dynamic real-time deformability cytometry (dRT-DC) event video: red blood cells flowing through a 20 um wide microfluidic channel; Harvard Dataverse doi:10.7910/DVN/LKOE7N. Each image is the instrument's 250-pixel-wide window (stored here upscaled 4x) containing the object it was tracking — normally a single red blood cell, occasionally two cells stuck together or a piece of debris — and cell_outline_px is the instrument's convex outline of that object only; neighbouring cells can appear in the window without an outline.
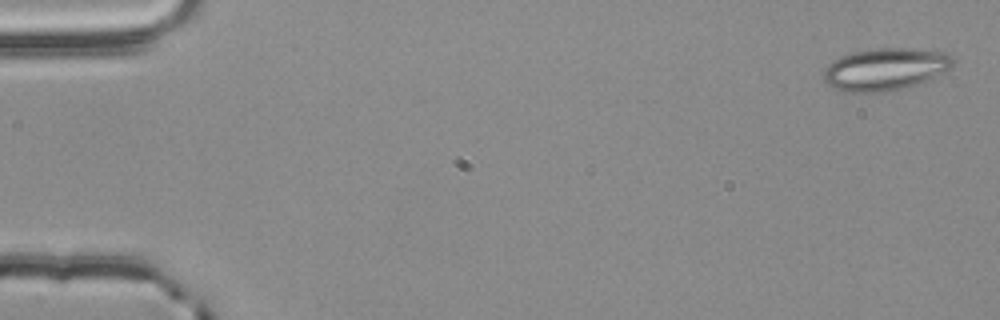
{"species": "common noctule bat (a hibernating species)", "species_latin": "Nyctalus noctula", "temperature_condition": "room temperature", "stored_images_in_passage": 54, "camera_frame_rate_fps": 3000, "um_per_image_px": 0.085, "animal": {"sex": "male", "body_mass_g": 20.4}, "frame": {"image": 1, "passage_image": 1, "time_ms": 0.0, "image_size_px": [1000, 320], "cell_outline_px": [[956, 60], [948, 68], [916, 84], [904, 88], [884, 92], [840, 92], [832, 88], [824, 80], [824, 68], [832, 60], [840, 56], [852, 52], [876, 48], [916, 48], [944, 52], [952, 56]], "centroid_in_image_um": [75.18, 5.87], "position_along_channel_um": 9.8, "area_um2": 31.85}}
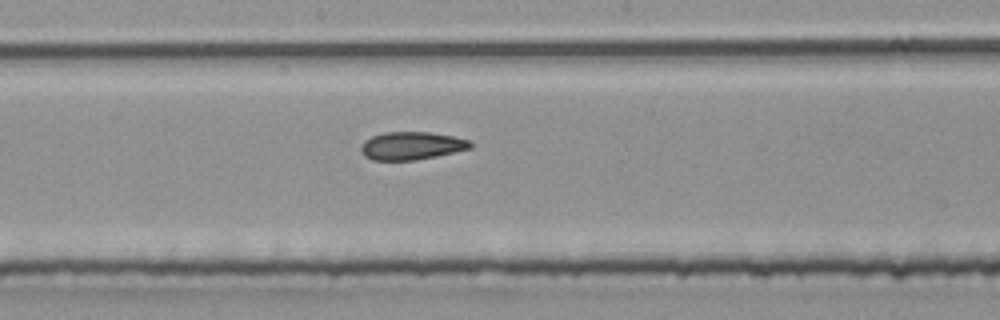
{"frame": {"image": 2, "passage_image": 29, "time_ms": 9.333, "image_size_px": [1000, 320], "cell_outline_px": [[472, 148], [436, 156], [416, 160], [372, 160], [364, 156], [360, 148], [360, 144], [364, 140], [372, 136], [384, 132], [428, 132], [452, 136], [468, 140], [472, 144]], "centroid_in_image_um": [34.94, 12.39], "position_along_channel_um": 213.3, "area_um2": 17.8}}
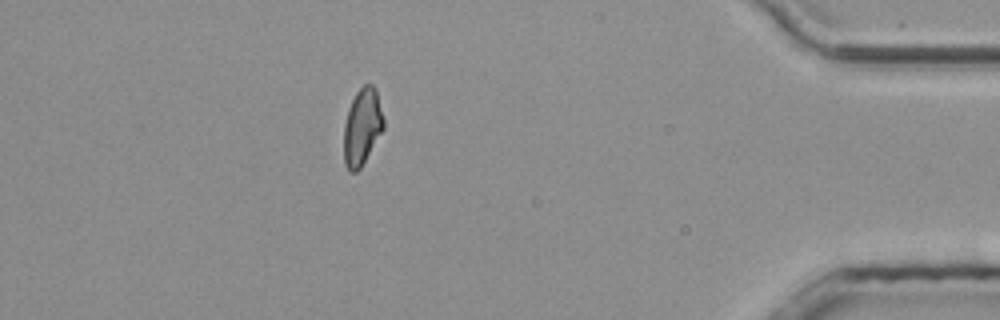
{"frame": {"image": 3, "passage_image": 48, "time_ms": 15.667, "image_size_px": [1000, 320], "cell_outline_px": [[384, 128], [360, 168], [356, 172], [348, 172], [344, 164], [344, 124], [348, 108], [356, 92], [364, 84], [372, 84], [376, 88], [384, 120]], "centroid_in_image_um": [30.77, 10.78], "position_along_channel_um": 404.4, "area_um2": 17.8}, "authors_computed_cell_mechanics": {"area_um2": 18.3804, "velocity_mm_per_s": 3.789, "shape_relaxation_time_tau1_ms": null, "shape_relaxation_time_tau2_ms": 2.9226, "deformation_change_tau1": null, "deformation_change_tau2": 0.1027}}